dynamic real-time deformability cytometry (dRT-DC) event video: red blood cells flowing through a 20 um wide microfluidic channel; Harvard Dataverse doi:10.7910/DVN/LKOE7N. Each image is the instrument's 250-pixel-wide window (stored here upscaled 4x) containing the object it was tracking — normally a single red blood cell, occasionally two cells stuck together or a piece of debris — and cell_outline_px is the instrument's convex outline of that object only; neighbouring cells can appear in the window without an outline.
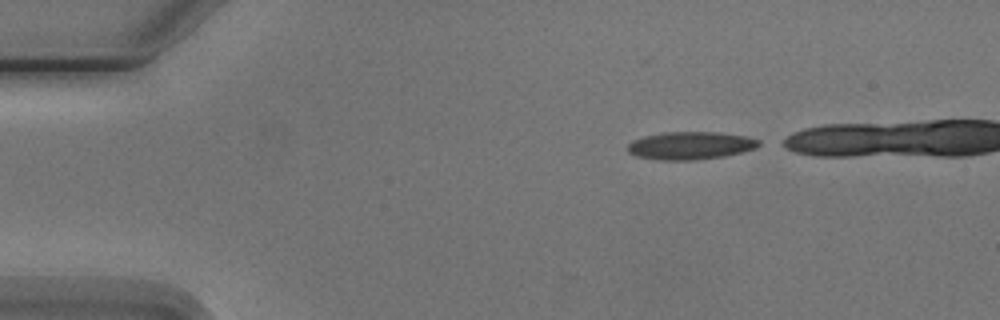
{"species": "Egyptian fruit bat (a non-hibernating species)", "species_latin": "Rousettus aegyptiacus", "temperature_condition": "cold", "stored_images_in_passage": 4, "camera_frame_rate_fps": 3000, "um_per_image_px": 0.085, "animal": {"sex": "male"}, "frame": {"image": 1, "passage_image": 1, "time_ms": 0.0, "image_size_px": [1000, 320], "cell_outline_px": [[764, 144], [756, 148], [724, 156], [692, 160], [664, 160], [636, 156], [628, 152], [628, 144], [632, 140], [644, 136], [664, 132], [720, 132], [748, 136], [760, 140]], "centroid_in_image_um": [58.73, 12.36], "position_along_channel_um": 26.3, "area_um2": 21.33}}